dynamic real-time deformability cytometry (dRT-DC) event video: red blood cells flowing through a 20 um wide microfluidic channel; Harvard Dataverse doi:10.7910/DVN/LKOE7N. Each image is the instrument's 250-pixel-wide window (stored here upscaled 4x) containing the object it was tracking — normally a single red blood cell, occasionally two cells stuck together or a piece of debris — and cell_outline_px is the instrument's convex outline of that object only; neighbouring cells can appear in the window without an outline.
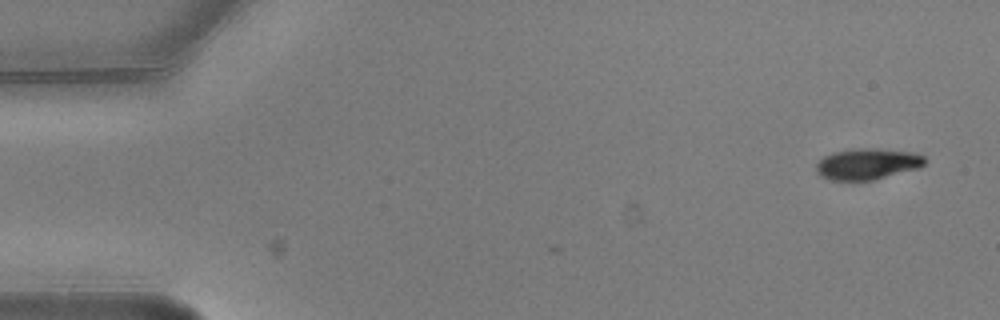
{"species": "common noctule bat (a hibernating species)", "species_latin": "Nyctalus noctula", "temperature_condition": "warm", "stored_images_in_passage": 6, "segment_of_instrument_passage": [2, 2], "camera_frame_rate_fps": 3000, "um_per_image_px": 0.085, "animal": {"sex": "male", "body_mass_g": 20.5, "forearm_length_mm": 52.5}, "frame": {"image": 1, "passage_image": 6, "time_ms": 1.667, "image_size_px": [1000, 320], "cell_outline_px": [[928, 160], [920, 168], [876, 180], [828, 180], [820, 176], [816, 172], [816, 164], [824, 156], [832, 152], [856, 148], [880, 148], [916, 152], [924, 156]], "centroid_in_image_um": [73.77, 13.93], "position_along_channel_um": 11.2, "area_um2": 20.23}}